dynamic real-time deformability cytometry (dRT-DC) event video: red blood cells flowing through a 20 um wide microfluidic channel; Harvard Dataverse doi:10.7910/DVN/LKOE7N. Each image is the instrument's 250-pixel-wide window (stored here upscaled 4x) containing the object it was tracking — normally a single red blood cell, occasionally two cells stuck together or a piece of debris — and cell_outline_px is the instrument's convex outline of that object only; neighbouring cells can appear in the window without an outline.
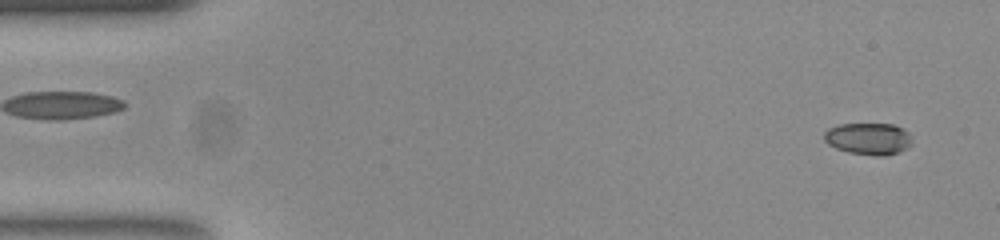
{"species": "common noctule bat (a hibernating species)", "species_latin": "Nyctalus noctula", "temperature_condition": "room temperature", "stored_images_in_passage": 51, "camera_frame_rate_fps": 3000, "um_per_image_px": 0.085, "animal": {"sex": "female", "body_mass_g": 23.0, "forearm_length_mm": 53.4}, "frame": {"image": 1, "passage_image": 2, "time_ms": 0.333, "image_size_px": [1000, 240], "cell_outline_px": [[912, 144], [908, 148], [884, 156], [876, 156], [848, 152], [836, 148], [828, 144], [824, 140], [824, 132], [828, 128], [840, 124], [892, 124], [904, 128], [908, 132], [912, 140]], "centroid_in_image_um": [73.82, 11.79], "position_along_channel_um": 11.2, "area_um2": 16.42}}
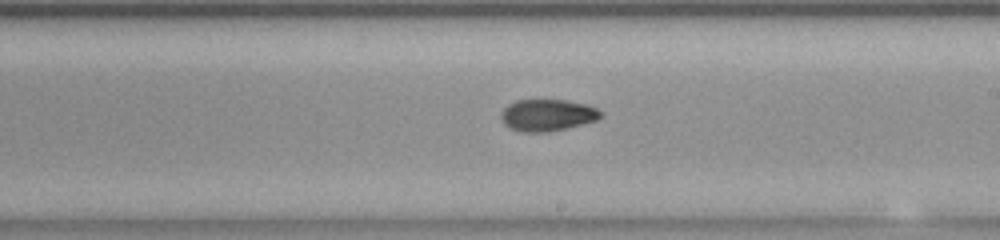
{"frame": {"image": 2, "passage_image": 29, "time_ms": 9.333, "image_size_px": [1000, 240], "cell_outline_px": [[604, 116], [596, 120], [564, 128], [544, 132], [520, 132], [508, 128], [504, 124], [500, 116], [500, 112], [508, 104], [516, 100], [568, 100], [584, 104], [596, 108]], "centroid_in_image_um": [46.47, 9.78], "position_along_channel_um": 242.5, "area_um2": 18.38}}
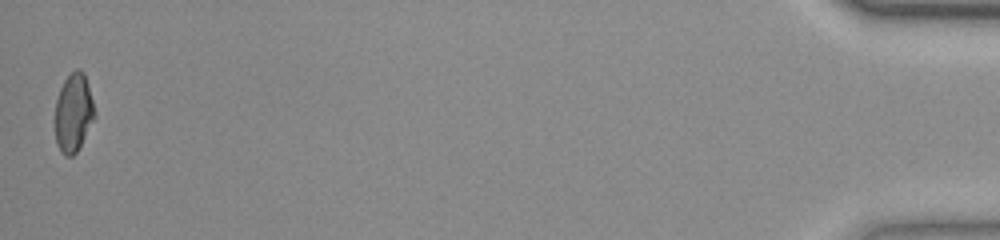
{"frame": {"image": 3, "passage_image": 51, "time_ms": 16.667, "image_size_px": [1000, 240], "cell_outline_px": [[96, 116], [76, 152], [72, 156], [64, 156], [60, 152], [56, 144], [56, 100], [60, 88], [64, 80], [76, 68], [80, 68], [84, 72], [96, 112]], "centroid_in_image_um": [6.25, 9.58], "position_along_channel_um": 428.9, "area_um2": 18.03}, "authors_computed_cell_mechanics": {"area_um2": 18.0914, "velocity_mm_per_s": 3.9004, "shape_relaxation_time_tau1_ms": null, "shape_relaxation_time_tau2_ms": 3.0843, "deformation_change_tau1": null, "deformation_change_tau2": 0.0742}}